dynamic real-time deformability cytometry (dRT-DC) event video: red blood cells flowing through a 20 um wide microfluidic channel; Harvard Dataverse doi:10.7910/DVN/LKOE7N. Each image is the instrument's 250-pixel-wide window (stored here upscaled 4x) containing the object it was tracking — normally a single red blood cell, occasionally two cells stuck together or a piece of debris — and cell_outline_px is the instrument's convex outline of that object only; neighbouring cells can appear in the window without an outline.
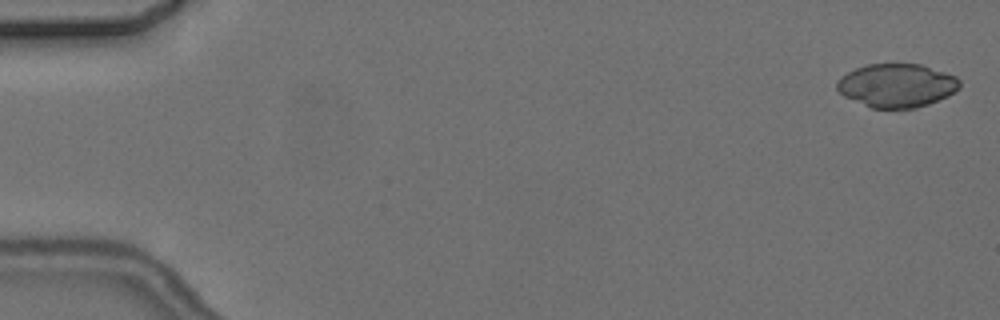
{"species": "common noctule bat (a hibernating species)", "species_latin": "Nyctalus noctula", "temperature_condition": "cold", "stored_images_in_passage": 6, "camera_frame_rate_fps": 3000, "um_per_image_px": 0.085, "animal": {"sex": "female", "body_mass_g": 24.6, "forearm_length_mm": 56.2}, "frame": {"image": 1, "passage_image": 1, "time_ms": 0.0, "image_size_px": [1000, 320], "cell_outline_px": [[960, 88], [948, 96], [928, 104], [916, 108], [872, 108], [844, 96], [836, 88], [836, 80], [840, 76], [856, 68], [868, 64], [920, 64], [956, 76], [960, 80]], "centroid_in_image_um": [76.22, 7.26], "position_along_channel_um": 8.8, "area_um2": 31.1}}